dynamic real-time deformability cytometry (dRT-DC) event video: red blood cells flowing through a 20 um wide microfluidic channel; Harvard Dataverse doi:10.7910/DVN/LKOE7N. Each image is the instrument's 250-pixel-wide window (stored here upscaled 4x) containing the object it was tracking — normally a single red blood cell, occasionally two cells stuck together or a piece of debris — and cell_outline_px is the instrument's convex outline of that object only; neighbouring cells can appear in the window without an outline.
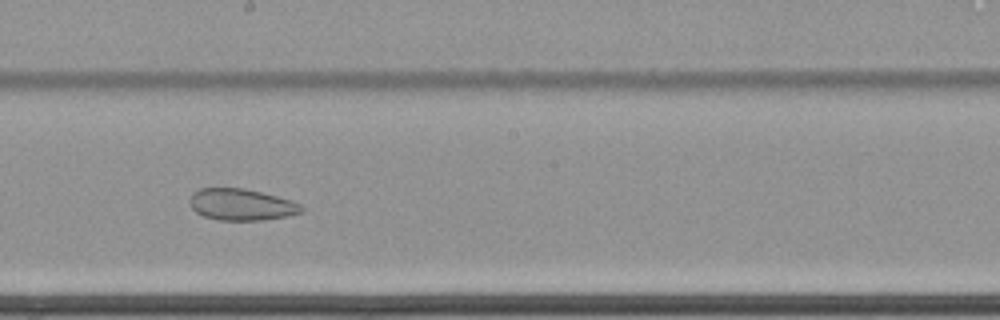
{"species": "common noctule bat (a hibernating species)", "species_latin": "Nyctalus noctula", "temperature_condition": "cold", "stored_images_in_passage": 45, "camera_frame_rate_fps": 3000, "um_per_image_px": 0.085, "animal": {"sex": "female", "body_mass_g": 22.7, "forearm_length_mm": 54.2}, "frame": {"image": 1, "passage_image": 20, "time_ms": 6.333, "image_size_px": [1000, 320], "cell_outline_px": [[304, 212], [288, 216], [264, 220], [220, 220], [204, 216], [196, 212], [192, 208], [192, 192], [200, 188], [244, 188], [276, 196], [300, 204], [304, 208]], "centroid_in_image_um": [20.55, 17.39], "position_along_channel_um": 227.7, "area_um2": 20.35}, "authors_computed_cell_mechanics": {"area_um2": 25.721, "velocity_mm_per_s": 3.4398, "shape_relaxation_time_tau1_ms": null, "shape_relaxation_time_tau2_ms": 4.7149, "deformation_change_tau1": null, "deformation_change_tau2": 0.094}}